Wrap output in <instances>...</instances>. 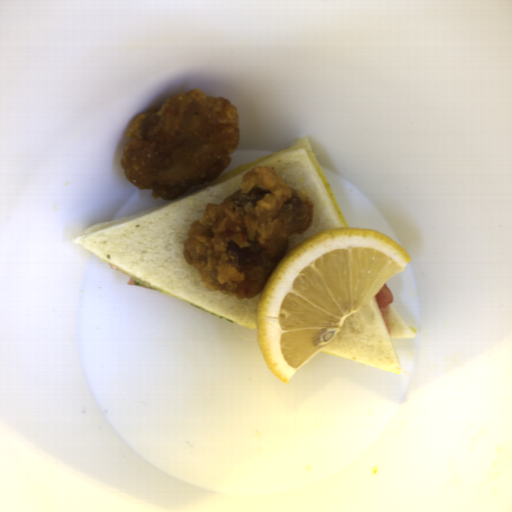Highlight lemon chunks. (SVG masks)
Instances as JSON below:
<instances>
[{"instance_id":"e0be4373","label":"lemon chunks","mask_w":512,"mask_h":512,"mask_svg":"<svg viewBox=\"0 0 512 512\" xmlns=\"http://www.w3.org/2000/svg\"><path fill=\"white\" fill-rule=\"evenodd\" d=\"M411 261L391 237L359 227L318 232L286 252L257 302V342L270 373L289 383Z\"/></svg>"}]
</instances>
